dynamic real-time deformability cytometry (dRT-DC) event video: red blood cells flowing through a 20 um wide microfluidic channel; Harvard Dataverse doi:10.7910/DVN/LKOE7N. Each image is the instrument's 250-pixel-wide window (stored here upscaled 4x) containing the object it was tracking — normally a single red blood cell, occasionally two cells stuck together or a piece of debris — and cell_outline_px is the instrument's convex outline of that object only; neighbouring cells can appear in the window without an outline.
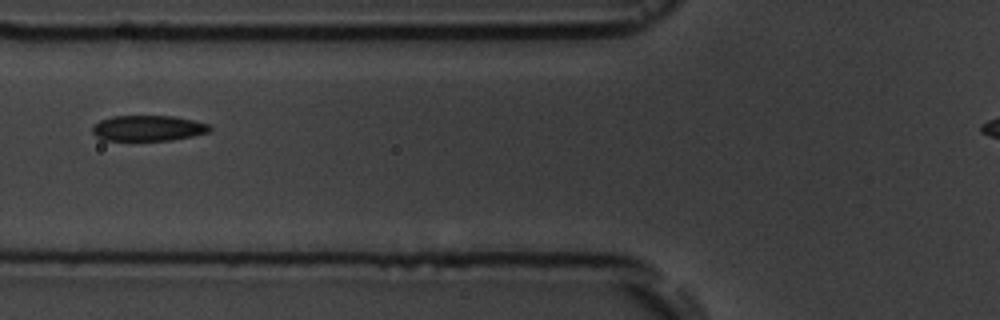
{"species": "common noctule bat (a hibernating species)", "species_latin": "Nyctalus noctula", "temperature_condition": "room temperature", "stored_images_in_passage": 7, "camera_frame_rate_fps": 3000, "um_per_image_px": 0.085, "animal": {"sex": "male", "body_mass_g": 19.5, "forearm_length_mm": 54.6}, "frame": {"image": 1, "passage_image": 3, "time_ms": 2.333, "image_size_px": [1000, 320], "cell_outline_px": [[212, 128], [208, 132], [192, 136], [172, 140], [100, 140], [92, 132], [92, 128], [100, 120], [112, 116], [172, 116], [192, 120], [208, 124]], "centroid_in_image_um": [12.56, 10.9], "position_along_channel_um": 113.2, "area_um2": 17.4}}
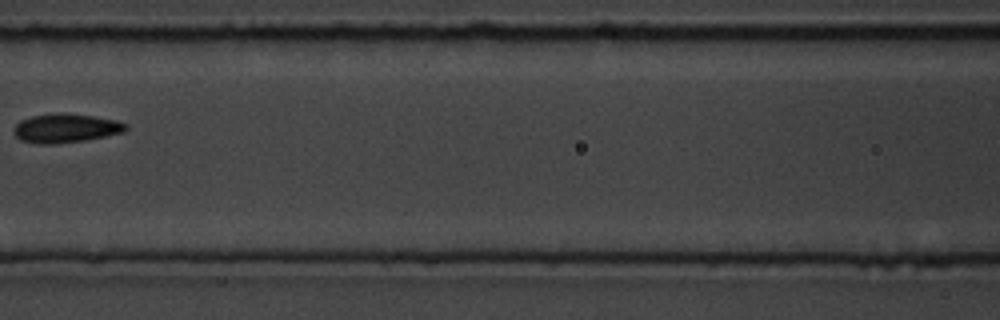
{"frame": {"image": 2, "passage_image": 4, "time_ms": 3.667, "image_size_px": [1000, 320], "cell_outline_px": [[128, 128], [124, 132], [84, 140], [52, 144], [36, 144], [20, 140], [12, 132], [12, 128], [20, 120], [32, 116], [92, 116], [116, 120], [128, 124]], "centroid_in_image_um": [5.56, 10.95], "position_along_channel_um": 161.0, "area_um2": 18.09}}
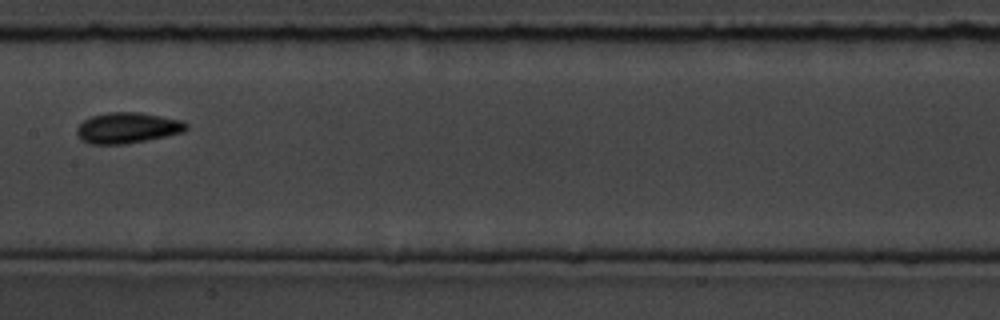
{"frame": {"image": 3, "passage_image": 5, "time_ms": 4.667, "image_size_px": [1000, 320], "cell_outline_px": [[188, 128], [184, 132], [124, 144], [88, 144], [80, 140], [76, 132], [76, 128], [84, 120], [92, 116], [108, 112], [140, 112], [184, 120], [188, 124]], "centroid_in_image_um": [10.83, 10.86], "position_along_channel_um": 196.6, "area_um2": 19.71}}